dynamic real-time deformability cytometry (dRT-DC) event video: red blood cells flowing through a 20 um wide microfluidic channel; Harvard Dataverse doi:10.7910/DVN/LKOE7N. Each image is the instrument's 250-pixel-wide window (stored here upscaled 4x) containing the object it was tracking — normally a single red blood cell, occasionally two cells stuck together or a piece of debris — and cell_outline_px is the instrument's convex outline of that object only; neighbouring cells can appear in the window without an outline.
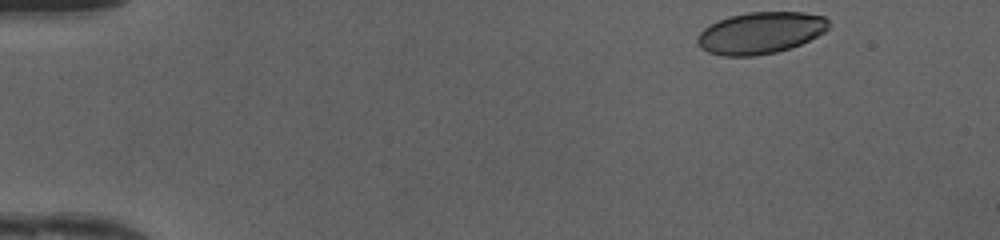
{"species": "human", "species_latin": "Homo sapiens", "temperature_condition": "cold", "stored_images_in_passage": 39, "camera_frame_rate_fps": 3000, "um_per_image_px": 0.085, "donor": {"sex": "female"}, "frame": {"image": 1, "passage_image": 1, "time_ms": 0.0, "image_size_px": [1000, 240], "cell_outline_px": [[828, 28], [824, 32], [800, 44], [776, 52], [756, 56], [724, 56], [708, 52], [700, 48], [696, 44], [696, 36], [704, 28], [728, 16], [748, 12], [804, 12], [824, 16], [828, 20]], "centroid_in_image_um": [64.6, 2.8], "position_along_channel_um": 20.4, "area_um2": 31.91}}
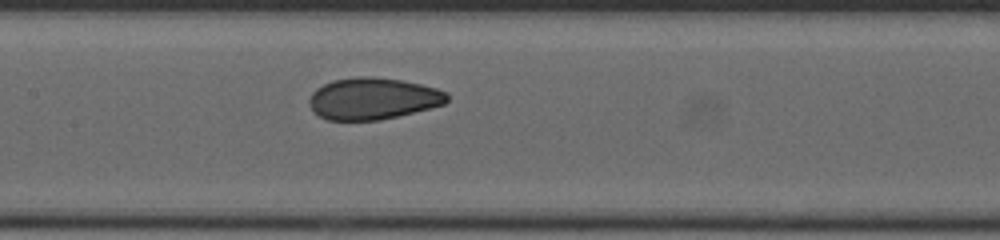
{"frame": {"image": 2, "passage_image": 20, "time_ms": 6.333, "image_size_px": [1000, 240], "cell_outline_px": [[448, 100], [444, 104], [432, 108], [380, 120], [328, 120], [312, 112], [308, 100], [312, 92], [316, 88], [332, 80], [356, 76], [372, 76], [400, 80], [420, 84], [436, 88], [448, 92]], "centroid_in_image_um": [31.69, 8.38], "position_along_channel_um": 175.7, "area_um2": 33.76}}
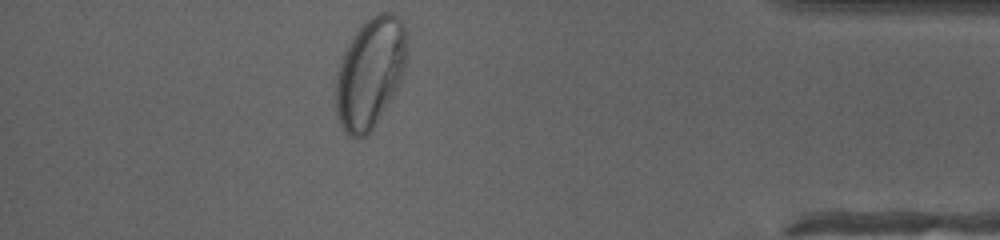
{"frame": {"image": 3, "passage_image": 39, "time_ms": 12.667, "image_size_px": [1000, 240], "cell_outline_px": [[404, 76], [372, 132], [368, 136], [360, 140], [356, 140], [348, 136], [344, 132], [336, 120], [336, 72], [344, 48], [352, 36], [372, 16], [380, 12], [392, 12], [404, 24]], "centroid_in_image_um": [31.4, 6.3], "position_along_channel_um": 403.8, "area_um2": 46.01}, "authors_computed_cell_mechanics": {"area_um2": 33.6974, "velocity_mm_per_s": 4.185, "shape_relaxation_time_tau1_ms": 6.1997, "shape_relaxation_time_tau2_ms": 0.6275, "deformation_change_tau1": 0.1601, "deformation_change_tau2": 0.0513}}